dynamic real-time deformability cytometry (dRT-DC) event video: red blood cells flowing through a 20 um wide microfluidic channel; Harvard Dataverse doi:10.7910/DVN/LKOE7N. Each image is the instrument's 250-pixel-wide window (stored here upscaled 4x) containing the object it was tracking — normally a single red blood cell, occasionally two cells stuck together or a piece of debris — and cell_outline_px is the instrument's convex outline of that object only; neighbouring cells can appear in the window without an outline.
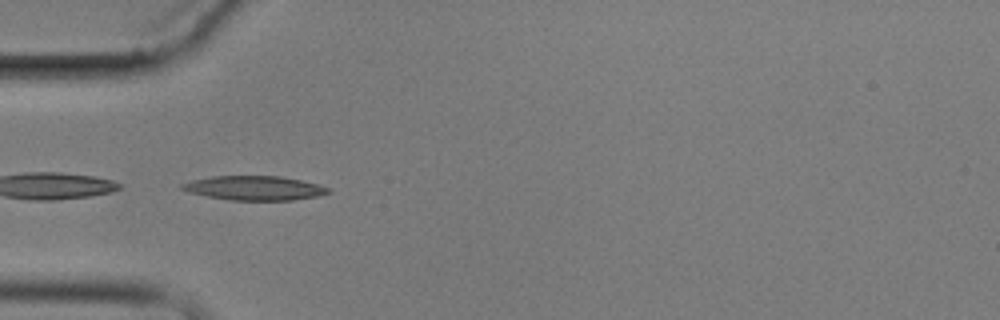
{"species": "common noctule bat (a hibernating species)", "species_latin": "Nyctalus noctula", "temperature_condition": "cold", "stored_images_in_passage": 6, "camera_frame_rate_fps": 3000, "um_per_image_px": 0.085, "animal": {"sex": "male", "body_mass_g": 17.9}, "frame": {"image": 1, "passage_image": 6, "time_ms": 6.0, "image_size_px": [1000, 320], "cell_outline_px": [[328, 192], [316, 196], [292, 200], [232, 200], [208, 196], [188, 192], [180, 188], [180, 184], [192, 180], [212, 176], [280, 176], [300, 180], [316, 184], [328, 188]], "centroid_in_image_um": [21.56, 15.98], "position_along_channel_um": 63.4, "area_um2": 20.35}}